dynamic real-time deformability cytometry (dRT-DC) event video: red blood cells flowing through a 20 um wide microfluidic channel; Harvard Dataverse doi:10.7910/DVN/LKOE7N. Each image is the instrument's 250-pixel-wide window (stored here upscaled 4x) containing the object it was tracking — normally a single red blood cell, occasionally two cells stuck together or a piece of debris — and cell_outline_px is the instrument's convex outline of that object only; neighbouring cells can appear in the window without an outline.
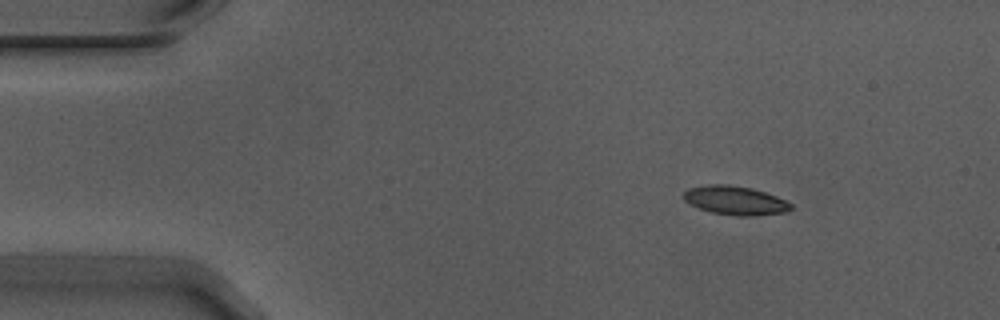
{"species": "Egyptian fruit bat (a non-hibernating species)", "species_latin": "Rousettus aegyptiacus", "temperature_condition": "warm", "stored_images_in_passage": 50, "camera_frame_rate_fps": 3000, "um_per_image_px": 0.085, "animal": {"sex": "male"}, "frame": {"image": 1, "passage_image": 1, "time_ms": 0.0, "image_size_px": [1000, 320], "cell_outline_px": [[792, 208], [784, 212], [756, 216], [736, 216], [712, 212], [700, 208], [684, 200], [684, 192], [688, 188], [708, 184], [728, 184], [752, 188], [776, 196], [792, 204]], "centroid_in_image_um": [62.49, 17.03], "position_along_channel_um": 22.5, "area_um2": 17.92}}
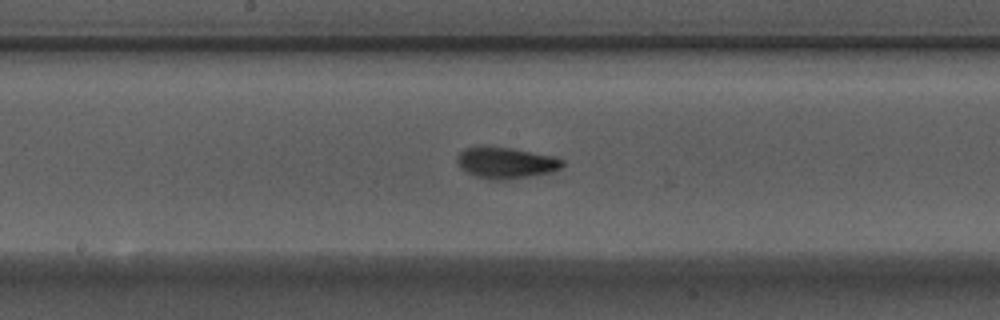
{"frame": {"image": 2, "passage_image": 22, "time_ms": 7.0, "image_size_px": [1000, 320], "cell_outline_px": [[564, 164], [560, 168], [552, 172], [532, 176], [508, 180], [492, 180], [476, 176], [460, 168], [456, 160], [460, 152], [468, 148], [512, 148], [552, 156], [564, 160]], "centroid_in_image_um": [43.04, 13.87], "position_along_channel_um": 205.2, "area_um2": 18.79}}
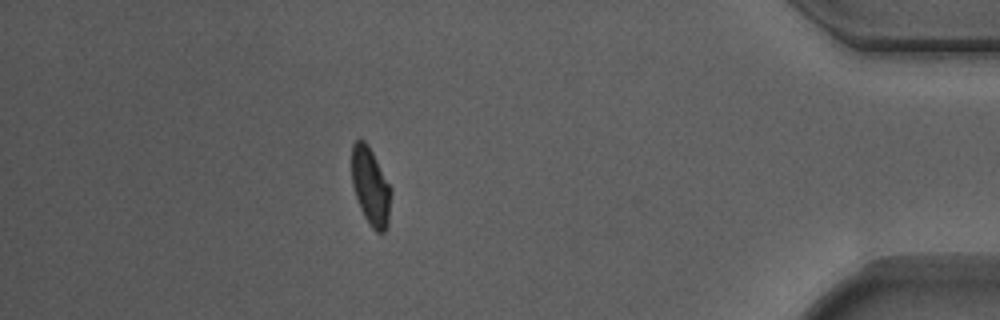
{"frame": {"image": 3, "passage_image": 42, "time_ms": 13.667, "image_size_px": [1000, 320], "cell_outline_px": [[392, 192], [388, 224], [384, 232], [376, 232], [372, 228], [364, 216], [360, 208], [352, 184], [352, 144], [356, 140], [364, 140], [368, 144], [392, 188]], "centroid_in_image_um": [31.52, 15.85], "position_along_channel_um": 403.7, "area_um2": 17.86}, "authors_computed_cell_mechanics": {"area_um2": 18.0336, "velocity_mm_per_s": 3.7181, "shape_relaxation_time_tau1_ms": 3.3475, "shape_relaxation_time_tau2_ms": 1.63, "deformation_change_tau1": 0.1432, "deformation_change_tau2": 0.0796}}